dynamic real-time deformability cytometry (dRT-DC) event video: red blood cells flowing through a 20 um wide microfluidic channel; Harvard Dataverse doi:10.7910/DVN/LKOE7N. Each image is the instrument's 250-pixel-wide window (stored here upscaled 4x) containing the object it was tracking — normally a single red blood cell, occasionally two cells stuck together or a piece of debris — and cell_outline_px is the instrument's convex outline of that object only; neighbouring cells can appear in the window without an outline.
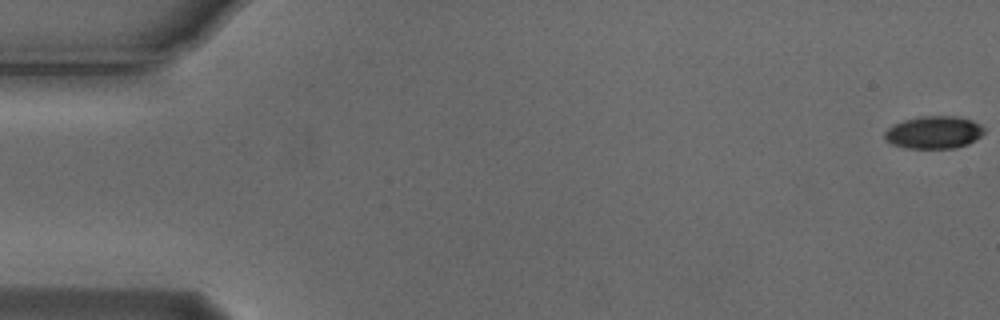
{"species": "Egyptian fruit bat (a non-hibernating species)", "species_latin": "Rousettus aegyptiacus", "temperature_condition": "cold", "stored_images_in_passage": 6, "camera_frame_rate_fps": 3000, "um_per_image_px": 0.085, "animal": {"sex": "male"}, "frame": {"image": 1, "passage_image": 1, "time_ms": 0.0, "image_size_px": [1000, 320], "cell_outline_px": [[984, 132], [980, 136], [968, 144], [956, 148], [904, 148], [892, 144], [884, 136], [884, 132], [892, 124], [904, 120], [920, 116], [956, 116], [972, 120], [980, 124], [984, 128]], "centroid_in_image_um": [79.37, 11.25], "position_along_channel_um": 5.6, "area_um2": 18.9}}
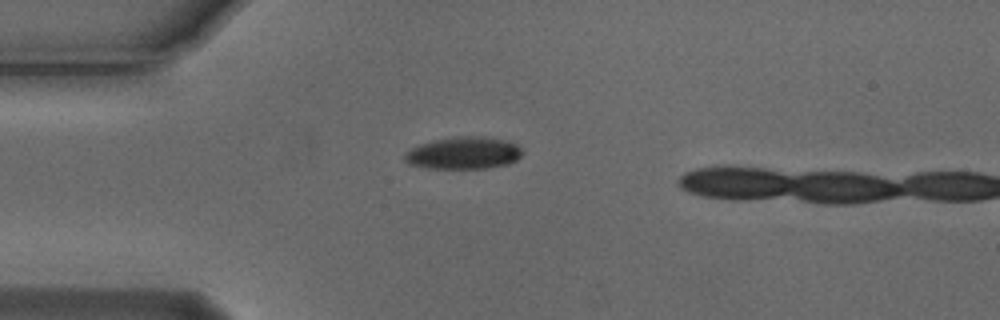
{"frame": {"image": 2, "passage_image": 4, "time_ms": 1.0, "image_size_px": [1000, 320], "cell_outline_px": [[524, 152], [516, 160], [508, 164], [488, 168], [428, 168], [408, 164], [404, 160], [404, 152], [420, 144], [432, 140], [460, 136], [484, 136], [504, 140], [516, 144]], "centroid_in_image_um": [39.39, 13.0], "position_along_channel_um": 45.6, "area_um2": 22.14}}